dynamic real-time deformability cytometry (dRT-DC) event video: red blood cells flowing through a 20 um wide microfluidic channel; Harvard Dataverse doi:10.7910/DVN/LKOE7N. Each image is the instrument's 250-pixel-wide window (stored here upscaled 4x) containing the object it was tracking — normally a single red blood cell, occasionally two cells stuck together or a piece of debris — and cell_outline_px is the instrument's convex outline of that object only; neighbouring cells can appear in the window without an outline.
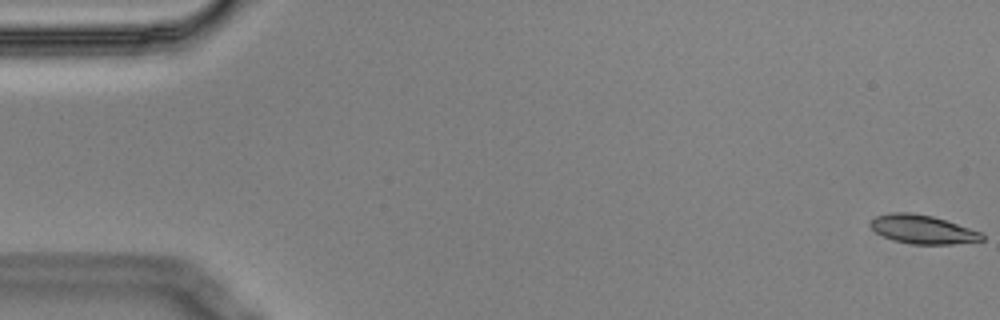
{"species": "Egyptian fruit bat (a non-hibernating species)", "species_latin": "Rousettus aegyptiacus", "temperature_condition": "cold", "stored_images_in_passage": 9, "camera_frame_rate_fps": 3000, "um_per_image_px": 0.085, "animal": {"sex": "male"}, "frame": {"image": 1, "passage_image": 1, "time_ms": 0.0, "image_size_px": [1000, 320], "cell_outline_px": [[984, 240], [952, 244], [912, 244], [892, 240], [876, 232], [868, 224], [876, 216], [892, 212], [912, 212], [932, 216], [980, 232], [984, 236]], "centroid_in_image_um": [78.38, 19.5], "position_along_channel_um": 6.6, "area_um2": 18.44}}
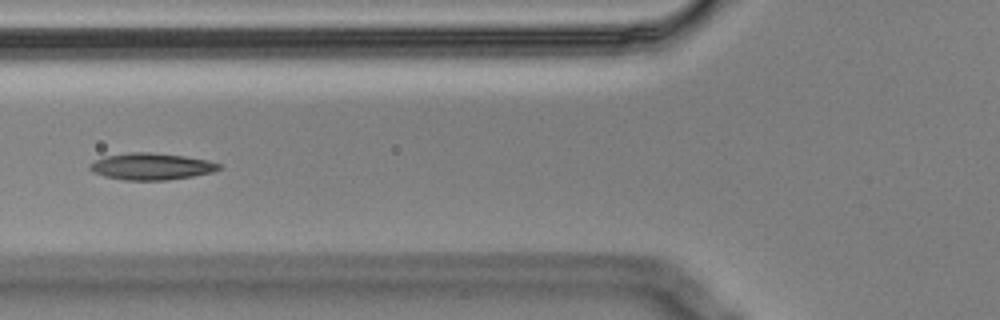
{"frame": {"image": 2, "passage_image": 6, "time_ms": 1.667, "image_size_px": [1000, 320], "cell_outline_px": [[220, 168], [212, 172], [192, 176], [168, 180], [124, 180], [104, 176], [92, 172], [88, 168], [96, 160], [104, 156], [128, 152], [148, 152], [184, 156], [208, 160], [220, 164]], "centroid_in_image_um": [12.84, 14.15], "position_along_channel_um": 113.0, "area_um2": 20.0}}
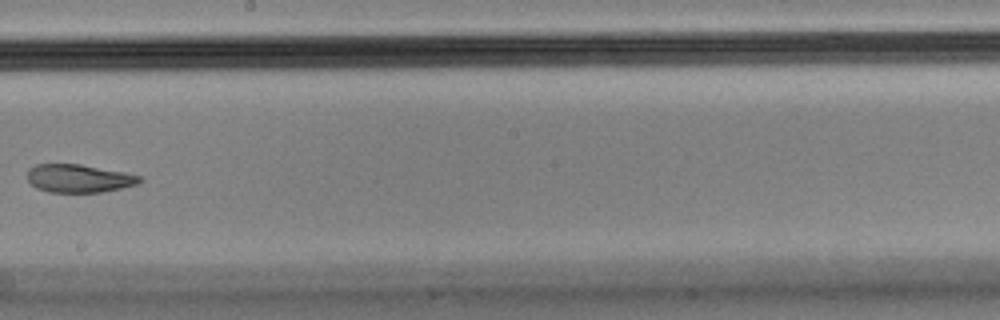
{"frame": {"image": 3, "passage_image": 9, "time_ms": 2.667, "image_size_px": [1000, 320], "cell_outline_px": [[144, 180], [136, 184], [104, 192], [48, 192], [36, 188], [28, 180], [28, 168], [36, 164], [80, 164], [124, 172], [140, 176]], "centroid_in_image_um": [6.69, 15.16], "position_along_channel_um": 241.5, "area_um2": 18.38}}